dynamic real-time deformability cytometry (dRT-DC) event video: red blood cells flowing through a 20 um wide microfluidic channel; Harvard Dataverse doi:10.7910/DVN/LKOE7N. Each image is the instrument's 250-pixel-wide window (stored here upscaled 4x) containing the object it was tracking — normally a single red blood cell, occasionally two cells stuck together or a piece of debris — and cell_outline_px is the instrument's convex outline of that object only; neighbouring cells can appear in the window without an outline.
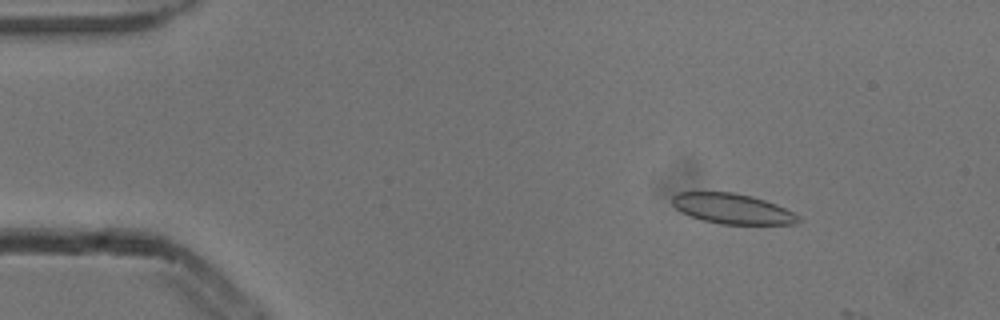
{"species": "common noctule bat (a hibernating species)", "species_latin": "Nyctalus noctula", "temperature_condition": "cold", "stored_images_in_passage": 3, "camera_frame_rate_fps": 3000, "um_per_image_px": 0.085, "animal": {"sex": "male", "body_mass_g": 13.3}, "frame": {"image": 1, "passage_image": 3, "time_ms": 0.667, "image_size_px": [1000, 320], "cell_outline_px": [[804, 220], [796, 224], [720, 224], [704, 220], [680, 212], [672, 204], [672, 196], [676, 192], [732, 192], [752, 196], [776, 204], [800, 216]], "centroid_in_image_um": [62.26, 17.74], "position_along_channel_um": 22.7, "area_um2": 22.25}}